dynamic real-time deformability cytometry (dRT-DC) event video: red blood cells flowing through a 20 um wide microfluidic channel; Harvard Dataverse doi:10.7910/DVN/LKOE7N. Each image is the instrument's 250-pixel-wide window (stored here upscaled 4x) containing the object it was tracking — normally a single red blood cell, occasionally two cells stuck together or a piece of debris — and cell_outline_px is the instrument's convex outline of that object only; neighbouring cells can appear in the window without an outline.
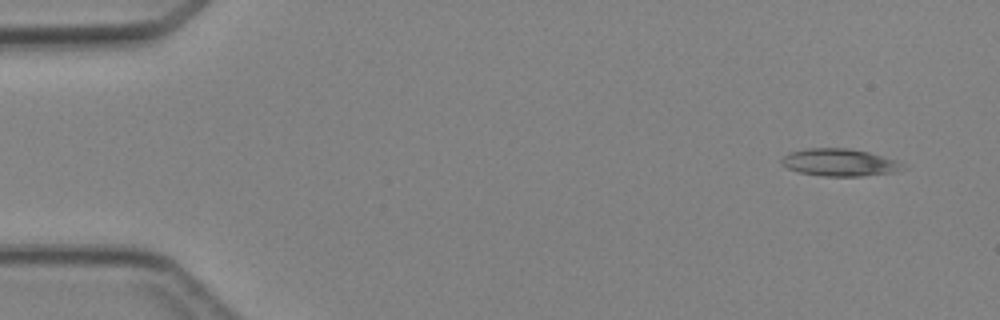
{"species": "Egyptian fruit bat (a non-hibernating species)", "species_latin": "Rousettus aegyptiacus", "temperature_condition": "cold", "stored_images_in_passage": 4, "camera_frame_rate_fps": 3000, "um_per_image_px": 0.085, "animal": {"sex": "female"}, "frame": {"image": 1, "passage_image": 1, "time_ms": 0.0, "image_size_px": [1000, 320], "cell_outline_px": [[908, 168], [896, 172], [860, 176], [824, 176], [800, 172], [788, 168], [780, 164], [780, 160], [788, 152], [804, 148], [848, 148], [868, 152], [896, 160], [904, 164]], "centroid_in_image_um": [71.37, 13.8], "position_along_channel_um": 13.6, "area_um2": 19.48}}
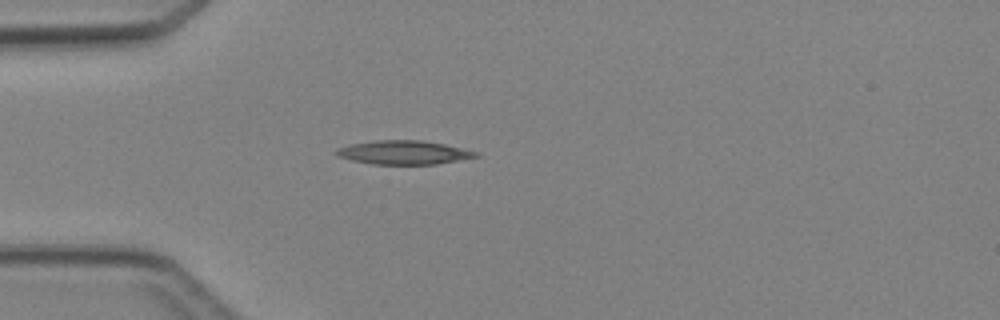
{"frame": {"image": 2, "passage_image": 4, "time_ms": 3.333, "image_size_px": [1000, 320], "cell_outline_px": [[480, 156], [436, 164], [372, 164], [352, 160], [336, 156], [332, 152], [336, 148], [348, 144], [376, 140], [424, 140], [444, 144], [480, 152]], "centroid_in_image_um": [34.27, 12.95], "position_along_channel_um": 50.7, "area_um2": 19.54}}